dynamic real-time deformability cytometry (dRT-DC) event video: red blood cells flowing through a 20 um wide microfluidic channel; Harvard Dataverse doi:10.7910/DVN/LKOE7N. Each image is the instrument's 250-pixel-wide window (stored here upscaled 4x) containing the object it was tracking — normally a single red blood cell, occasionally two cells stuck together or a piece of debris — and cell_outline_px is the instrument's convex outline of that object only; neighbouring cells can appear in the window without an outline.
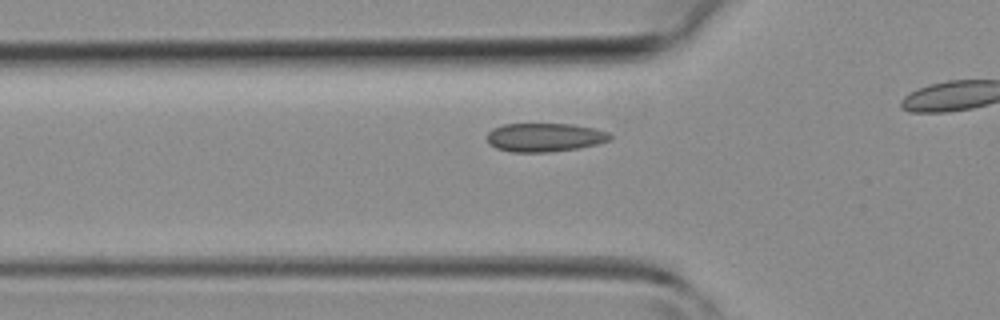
{"species": "common noctule bat (a hibernating species)", "species_latin": "Nyctalus noctula", "temperature_condition": "room temperature", "stored_images_in_passage": 28, "camera_frame_rate_fps": 3000, "um_per_image_px": 0.085, "animal": {"sex": "female", "body_mass_g": 19.3, "forearm_length_mm": 54.1}, "frame": {"image": 1, "passage_image": 8, "time_ms": 2.333, "image_size_px": [1000, 320], "cell_outline_px": [[612, 140], [580, 148], [548, 152], [512, 152], [496, 148], [488, 144], [488, 132], [492, 128], [504, 124], [572, 124], [596, 128], [608, 132], [612, 136]], "centroid_in_image_um": [46.32, 11.67], "position_along_channel_um": 79.5, "area_um2": 20.69}}
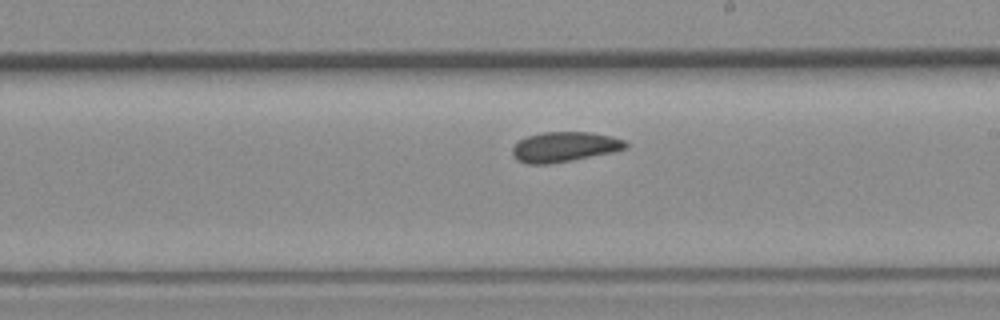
{"frame": {"image": 2, "passage_image": 18, "time_ms": 5.667, "image_size_px": [1000, 320], "cell_outline_px": [[628, 148], [612, 152], [572, 160], [548, 164], [528, 164], [516, 160], [512, 156], [512, 148], [520, 140], [528, 136], [544, 132], [592, 132], [612, 136], [624, 140], [628, 144]], "centroid_in_image_um": [47.98, 12.48], "position_along_channel_um": 241.0, "area_um2": 19.83}}
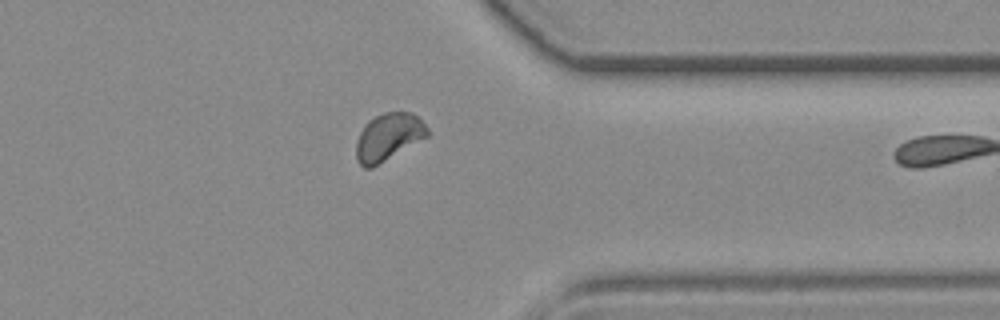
{"frame": {"image": 3, "passage_image": 27, "time_ms": 8.667, "image_size_px": [1000, 320], "cell_outline_px": [[428, 136], [372, 168], [364, 168], [356, 160], [356, 140], [360, 132], [368, 120], [384, 112], [412, 112], [428, 128]], "centroid_in_image_um": [32.98, 11.65], "position_along_channel_um": 378.4, "area_um2": 19.54}}